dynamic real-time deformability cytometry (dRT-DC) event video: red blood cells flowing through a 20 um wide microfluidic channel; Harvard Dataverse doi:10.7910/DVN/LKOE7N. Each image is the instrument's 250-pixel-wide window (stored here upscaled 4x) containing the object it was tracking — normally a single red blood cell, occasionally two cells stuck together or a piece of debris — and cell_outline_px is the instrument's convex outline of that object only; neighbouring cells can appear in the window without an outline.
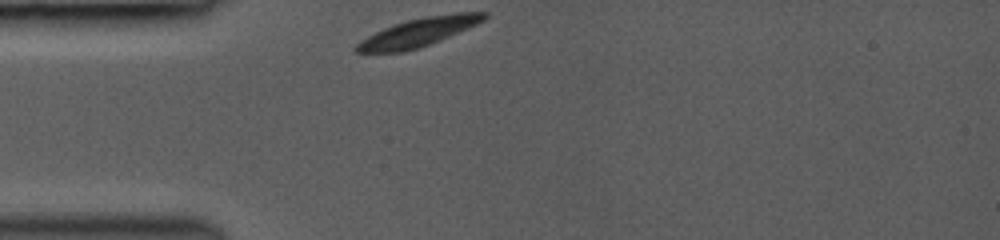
{"species": "common noctule bat (a hibernating species)", "species_latin": "Nyctalus noctula", "temperature_condition": "room temperature", "stored_images_in_passage": 21, "camera_frame_rate_fps": 3000, "um_per_image_px": 0.085, "animal": {"sex": "female", "body_mass_g": 19.0, "forearm_length_mm": 53.3}, "frame": {"image": 1, "passage_image": 1, "time_ms": 0.0, "image_size_px": [1000, 240], "cell_outline_px": [[488, 16], [484, 20], [468, 28], [440, 40], [420, 48], [400, 52], [356, 52], [352, 48], [360, 40], [384, 28], [408, 20], [428, 16], [456, 12], [488, 12]], "centroid_in_image_um": [35.58, 2.74], "position_along_channel_um": 49.4, "area_um2": 20.92}}
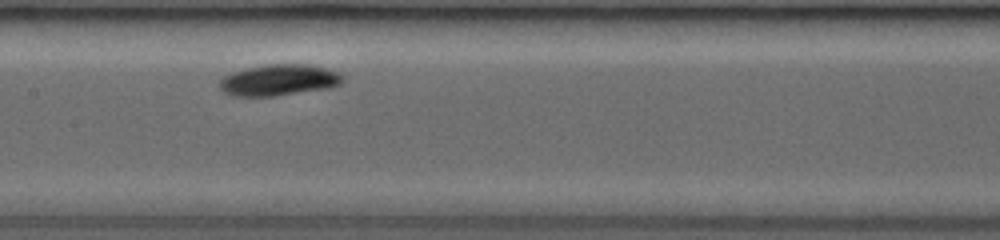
{"frame": {"image": 2, "passage_image": 9, "time_ms": 3.667, "image_size_px": [1000, 240], "cell_outline_px": [[344, 80], [340, 84], [332, 88], [272, 96], [228, 96], [220, 88], [220, 80], [224, 76], [232, 72], [248, 68], [268, 64], [308, 64], [324, 68], [336, 72], [344, 76]], "centroid_in_image_um": [23.71, 6.81], "position_along_channel_um": 183.7, "area_um2": 22.43}}
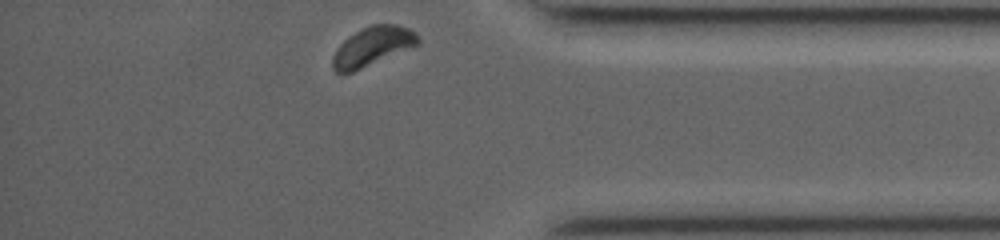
{"frame": {"image": 3, "passage_image": 21, "time_ms": 9.333, "image_size_px": [1000, 240], "cell_outline_px": [[420, 44], [352, 72], [336, 72], [332, 68], [332, 56], [336, 48], [348, 36], [372, 24], [396, 24], [408, 28], [416, 32], [420, 36]], "centroid_in_image_um": [31.67, 3.93], "position_along_channel_um": 403.5, "area_um2": 19.36}, "authors_computed_cell_mechanics": {"area_um2": 20.8658, "velocity_mm_per_s": 4.0136, "shape_relaxation_time_tau1_ms": 0.7335, "shape_relaxation_time_tau2_ms": null, "deformation_change_tau1": 0.0885, "deformation_change_tau2": null}}